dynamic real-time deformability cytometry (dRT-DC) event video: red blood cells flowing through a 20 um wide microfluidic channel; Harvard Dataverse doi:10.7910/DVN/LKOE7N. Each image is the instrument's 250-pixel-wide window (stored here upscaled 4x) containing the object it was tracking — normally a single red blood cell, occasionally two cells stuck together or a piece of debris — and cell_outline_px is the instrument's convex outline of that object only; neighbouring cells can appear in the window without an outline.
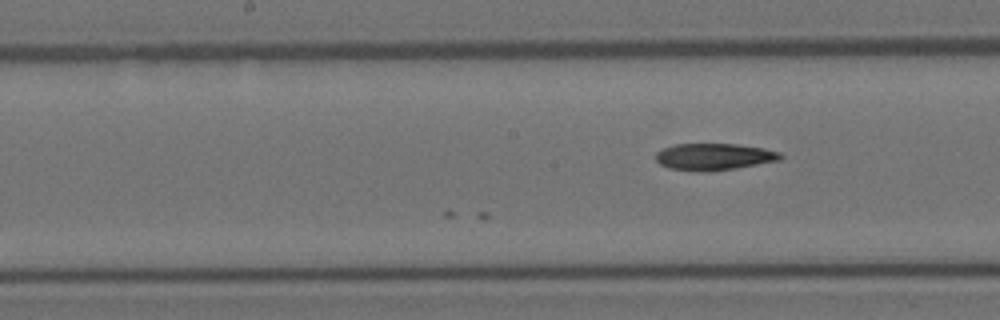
{"species": "Egyptian fruit bat (a non-hibernating species)", "species_latin": "Rousettus aegyptiacus", "temperature_condition": "room temperature", "stored_images_in_passage": 10, "camera_frame_rate_fps": 3000, "um_per_image_px": 0.085, "animal": {"sex": "female"}, "frame": {"image": 1, "passage_image": 10, "time_ms": 3.0, "image_size_px": [1000, 320], "cell_outline_px": [[784, 156], [780, 160], [736, 168], [708, 172], [700, 172], [668, 168], [660, 164], [656, 160], [656, 152], [664, 148], [676, 144], [736, 144], [764, 148], [780, 152]], "centroid_in_image_um": [60.7, 13.33], "position_along_channel_um": 187.5, "area_um2": 19.54}}